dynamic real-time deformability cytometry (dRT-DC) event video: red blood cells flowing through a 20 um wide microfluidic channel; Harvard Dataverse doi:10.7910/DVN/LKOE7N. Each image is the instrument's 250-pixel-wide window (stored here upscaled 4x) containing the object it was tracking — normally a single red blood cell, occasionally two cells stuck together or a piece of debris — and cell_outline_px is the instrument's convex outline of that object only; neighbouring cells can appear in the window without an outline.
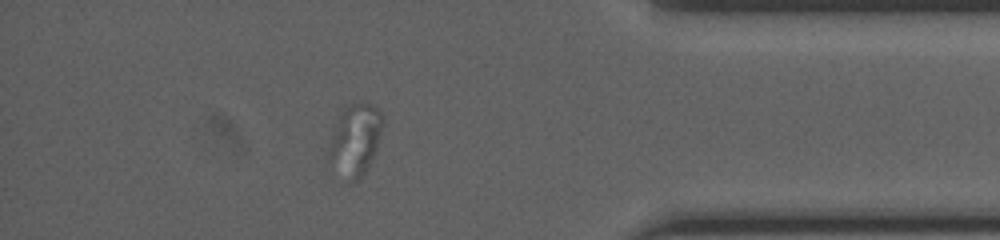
{"species": "human", "species_latin": "Homo sapiens", "temperature_condition": "cold", "stored_images_in_passage": 40, "camera_frame_rate_fps": 3000, "um_per_image_px": 0.085, "donor": {"sex": "female"}, "frame": {"image": 1, "passage_image": 34, "time_ms": 11.0, "image_size_px": [1000, 240], "cell_outline_px": [[384, 124], [376, 148], [360, 180], [348, 184], [328, 156], [328, 148], [336, 124], [344, 108], [352, 104], [368, 104], [376, 108], [384, 116]], "centroid_in_image_um": [30.21, 11.91], "position_along_channel_um": 405.0, "area_um2": 21.85}}